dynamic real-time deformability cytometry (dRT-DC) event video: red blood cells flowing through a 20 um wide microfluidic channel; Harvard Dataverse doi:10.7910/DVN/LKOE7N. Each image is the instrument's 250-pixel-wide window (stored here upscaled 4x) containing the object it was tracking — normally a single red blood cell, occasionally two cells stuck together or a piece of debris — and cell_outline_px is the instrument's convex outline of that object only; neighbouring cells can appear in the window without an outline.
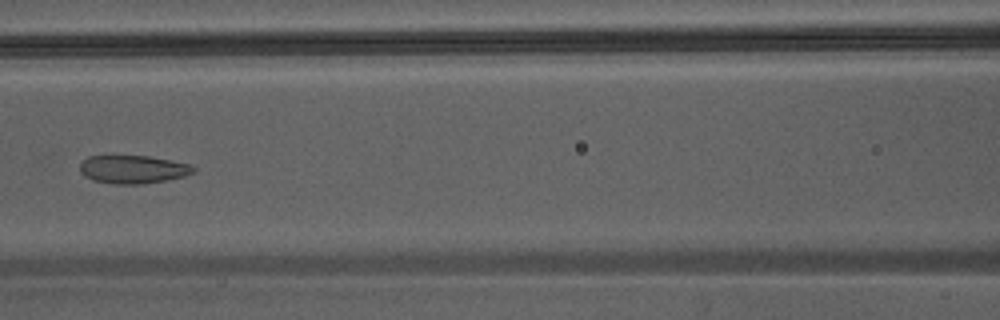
{"species": "Egyptian fruit bat (a non-hibernating species)", "species_latin": "Rousettus aegyptiacus", "temperature_condition": "warm", "stored_images_in_passage": 47, "camera_frame_rate_fps": 3000, "um_per_image_px": 0.085, "animal": {"sex": "male"}, "frame": {"image": 1, "passage_image": 22, "time_ms": 7.0, "image_size_px": [1000, 320], "cell_outline_px": [[196, 168], [192, 172], [184, 176], [168, 180], [140, 184], [112, 184], [92, 180], [84, 176], [80, 172], [80, 164], [88, 156], [148, 156], [188, 164]], "centroid_in_image_um": [11.26, 14.41], "position_along_channel_um": 155.3, "area_um2": 18.5}}
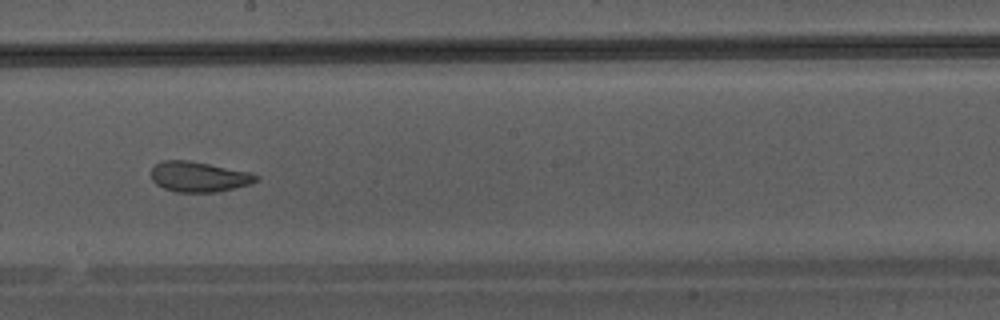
{"frame": {"image": 2, "passage_image": 27, "time_ms": 8.667, "image_size_px": [1000, 320], "cell_outline_px": [[260, 180], [252, 184], [216, 192], [176, 192], [164, 188], [156, 184], [152, 180], [152, 168], [160, 160], [188, 160], [252, 172], [260, 176]], "centroid_in_image_um": [16.95, 15.02], "position_along_channel_um": 231.3, "area_um2": 18.73}}
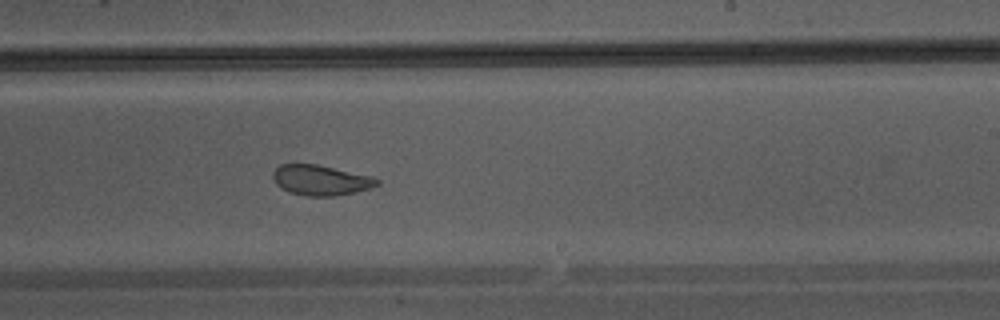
{"frame": {"image": 3, "passage_image": 29, "time_ms": 9.333, "image_size_px": [1000, 320], "cell_outline_px": [[380, 184], [372, 188], [356, 192], [332, 196], [308, 196], [288, 192], [280, 188], [276, 184], [272, 176], [272, 172], [280, 164], [316, 164], [372, 176], [380, 180]], "centroid_in_image_um": [27.26, 15.32], "position_along_channel_um": 261.7, "area_um2": 18.5}}